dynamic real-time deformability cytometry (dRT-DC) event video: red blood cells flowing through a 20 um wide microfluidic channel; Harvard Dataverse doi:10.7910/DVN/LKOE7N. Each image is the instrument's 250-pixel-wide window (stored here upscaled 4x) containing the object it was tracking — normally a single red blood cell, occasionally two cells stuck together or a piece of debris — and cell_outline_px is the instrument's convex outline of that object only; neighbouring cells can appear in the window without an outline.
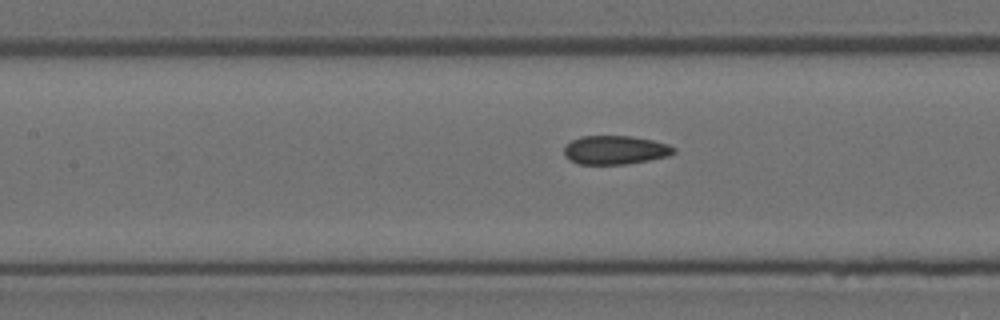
{"species": "Egyptian fruit bat (a non-hibernating species)", "species_latin": "Rousettus aegyptiacus", "temperature_condition": "room temperature", "stored_images_in_passage": 6, "camera_frame_rate_fps": 3000, "um_per_image_px": 0.085, "animal": {"sex": "female"}, "frame": {"image": 1, "passage_image": 6, "time_ms": 1.667, "image_size_px": [1000, 320], "cell_outline_px": [[676, 152], [668, 156], [628, 164], [580, 164], [564, 156], [564, 148], [572, 140], [580, 136], [632, 136], [652, 140], [668, 144], [676, 148]], "centroid_in_image_um": [52.31, 12.74], "position_along_channel_um": 155.1, "area_um2": 18.32}}